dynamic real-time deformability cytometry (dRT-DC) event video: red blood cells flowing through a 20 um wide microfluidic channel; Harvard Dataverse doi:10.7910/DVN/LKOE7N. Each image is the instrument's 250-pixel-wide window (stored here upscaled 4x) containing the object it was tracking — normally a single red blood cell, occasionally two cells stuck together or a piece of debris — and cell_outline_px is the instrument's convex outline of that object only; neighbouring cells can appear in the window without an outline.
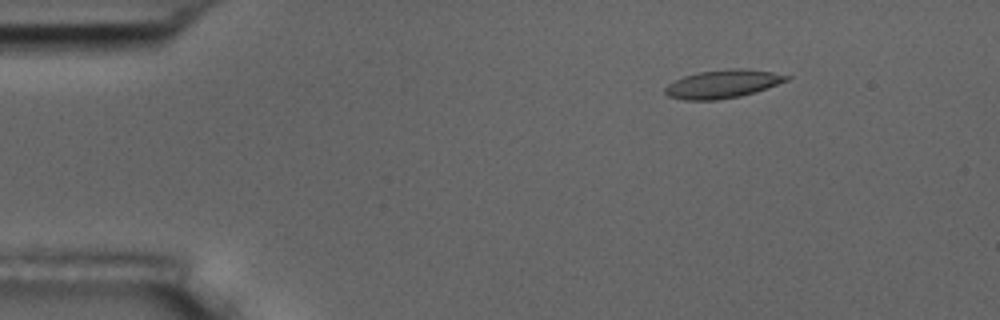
{"species": "common noctule bat (a hibernating species)", "species_latin": "Nyctalus noctula", "temperature_condition": "room temperature", "stored_images_in_passage": 7, "camera_frame_rate_fps": 3000, "um_per_image_px": 0.085, "animal": {"sex": "male", "body_mass_g": 17.5, "forearm_length_mm": 52.3}, "frame": {"image": 1, "passage_image": 3, "time_ms": 2.333, "image_size_px": [1000, 320], "cell_outline_px": [[792, 76], [788, 80], [740, 96], [716, 100], [684, 100], [668, 96], [664, 92], [664, 88], [668, 84], [684, 76], [696, 72], [728, 68], [740, 68], [772, 72]], "centroid_in_image_um": [61.38, 7.13], "position_along_channel_um": 23.6, "area_um2": 19.83}}
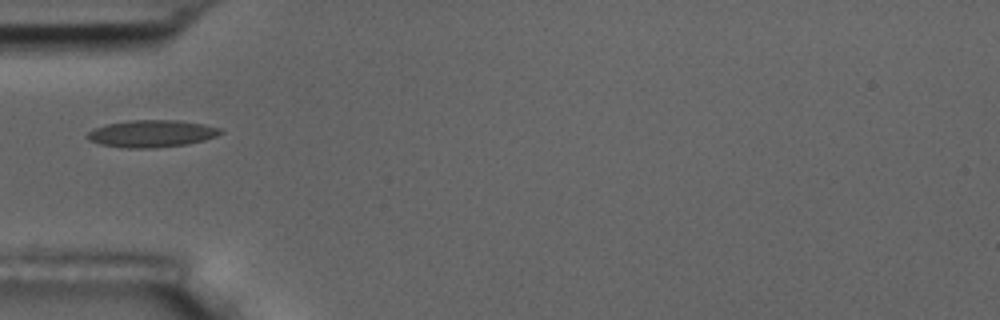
{"frame": {"image": 2, "passage_image": 6, "time_ms": 5.667, "image_size_px": [1000, 320], "cell_outline_px": [[224, 132], [216, 136], [204, 140], [188, 144], [156, 148], [128, 148], [100, 144], [88, 140], [84, 136], [92, 128], [108, 124], [128, 120], [176, 120], [204, 124], [220, 128]], "centroid_in_image_um": [12.87, 11.36], "position_along_channel_um": 72.1, "area_um2": 21.21}}